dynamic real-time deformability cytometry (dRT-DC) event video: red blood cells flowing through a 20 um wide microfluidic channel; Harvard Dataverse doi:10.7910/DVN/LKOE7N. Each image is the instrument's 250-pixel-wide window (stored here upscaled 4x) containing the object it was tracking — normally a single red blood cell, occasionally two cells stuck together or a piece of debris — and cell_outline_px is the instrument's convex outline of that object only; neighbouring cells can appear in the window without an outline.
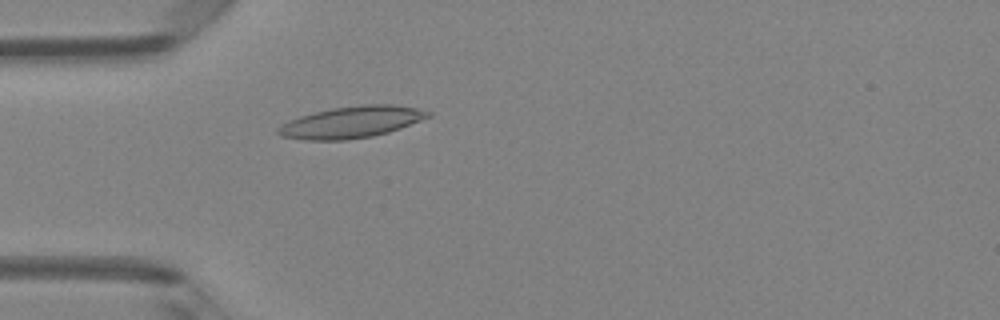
{"species": "Egyptian fruit bat (a non-hibernating species)", "species_latin": "Rousettus aegyptiacus", "temperature_condition": "room temperature", "stored_images_in_passage": 40, "camera_frame_rate_fps": 3000, "um_per_image_px": 0.085, "animal": {"sex": "female"}, "frame": {"image": 1, "passage_image": 15, "time_ms": 4.667, "image_size_px": [1000, 320], "cell_outline_px": [[432, 116], [400, 128], [388, 132], [372, 136], [348, 140], [304, 140], [280, 136], [276, 132], [276, 128], [280, 124], [288, 120], [300, 116], [332, 108], [364, 104], [392, 104], [416, 108], [432, 112]], "centroid_in_image_um": [29.85, 10.38], "position_along_channel_um": 55.2, "area_um2": 27.74}}
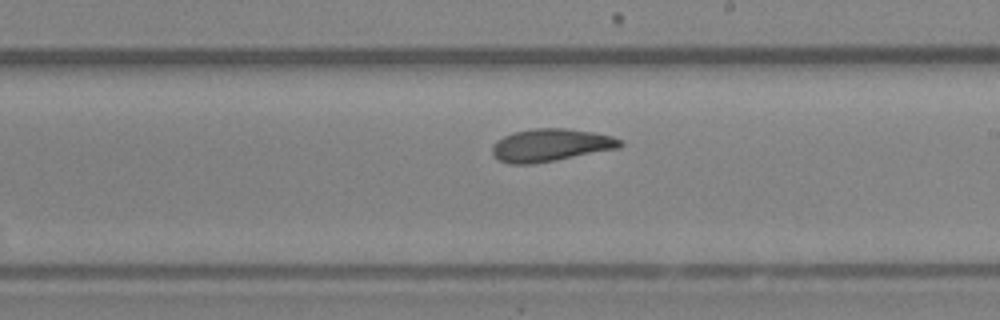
{"frame": {"image": 2, "passage_image": 29, "time_ms": 9.333, "image_size_px": [1000, 320], "cell_outline_px": [[624, 144], [620, 148], [556, 160], [532, 164], [508, 164], [500, 160], [492, 152], [492, 148], [496, 140], [512, 132], [532, 128], [564, 128], [592, 132], [612, 136], [620, 140]], "centroid_in_image_um": [46.8, 12.33], "position_along_channel_um": 242.2, "area_um2": 24.33}}
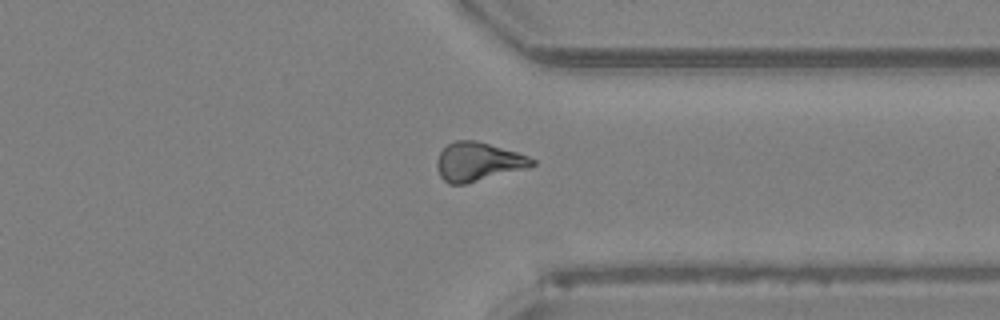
{"frame": {"image": 3, "passage_image": 39, "time_ms": 12.667, "image_size_px": [1000, 320], "cell_outline_px": [[536, 164], [524, 168], [464, 184], [448, 184], [440, 176], [436, 168], [436, 160], [440, 152], [448, 144], [456, 140], [476, 140], [516, 152], [528, 156], [536, 160]], "centroid_in_image_um": [40.59, 13.74], "position_along_channel_um": 370.8, "area_um2": 21.15}}